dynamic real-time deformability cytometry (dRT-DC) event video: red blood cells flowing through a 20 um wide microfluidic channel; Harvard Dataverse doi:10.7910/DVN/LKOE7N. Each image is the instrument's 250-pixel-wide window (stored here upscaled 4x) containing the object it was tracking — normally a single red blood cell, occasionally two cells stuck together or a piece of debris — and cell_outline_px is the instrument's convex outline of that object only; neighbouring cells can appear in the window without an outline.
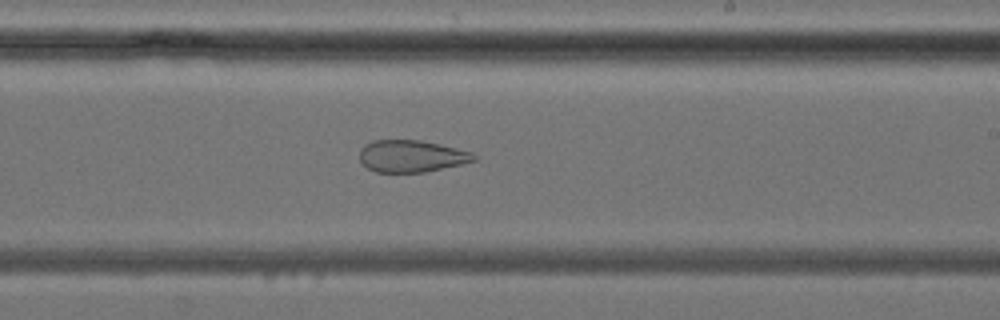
{"species": "common noctule bat (a hibernating species)", "species_latin": "Nyctalus noctula", "temperature_condition": "cold", "stored_images_in_passage": 37, "camera_frame_rate_fps": 3000, "um_per_image_px": 0.085, "animal": {"sex": "female", "body_mass_g": 24.6, "forearm_length_mm": 56.2}, "frame": {"image": 1, "passage_image": 22, "time_ms": 7.0, "image_size_px": [1000, 320], "cell_outline_px": [[476, 160], [460, 164], [424, 172], [376, 172], [368, 168], [360, 160], [360, 148], [364, 144], [372, 140], [420, 140], [456, 148], [472, 152], [476, 156]], "centroid_in_image_um": [34.94, 13.26], "position_along_channel_um": 254.1, "area_um2": 21.15}}